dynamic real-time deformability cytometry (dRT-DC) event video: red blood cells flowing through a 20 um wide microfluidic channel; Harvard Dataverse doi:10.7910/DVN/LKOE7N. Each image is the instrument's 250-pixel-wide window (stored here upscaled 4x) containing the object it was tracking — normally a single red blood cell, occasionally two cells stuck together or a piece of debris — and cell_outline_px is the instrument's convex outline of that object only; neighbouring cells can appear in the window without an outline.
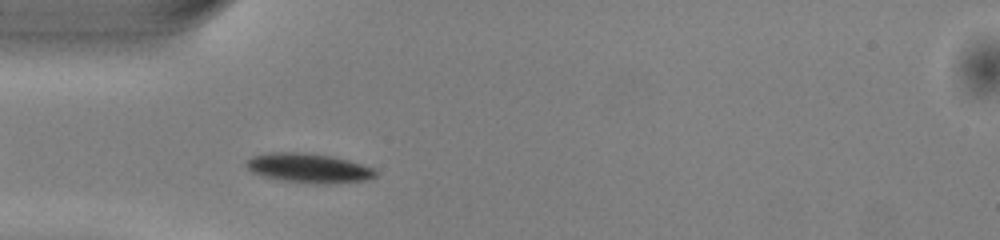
{"species": "common noctule bat (a hibernating species)", "species_latin": "Nyctalus noctula", "temperature_condition": "warm", "stored_images_in_passage": 39, "camera_frame_rate_fps": 3000, "um_per_image_px": 0.085, "animal": {"sex": "male", "body_mass_g": 13.0, "forearm_length_mm": 53.1}, "frame": {"image": 1, "passage_image": 4, "time_ms": 1.0, "image_size_px": [1000, 240], "cell_outline_px": [[376, 176], [368, 180], [332, 184], [320, 184], [280, 180], [264, 176], [252, 172], [244, 164], [252, 156], [268, 152], [300, 152], [332, 156], [348, 160], [372, 168], [376, 172]], "centroid_in_image_um": [26.23, 14.29], "position_along_channel_um": 58.8, "area_um2": 22.14}}
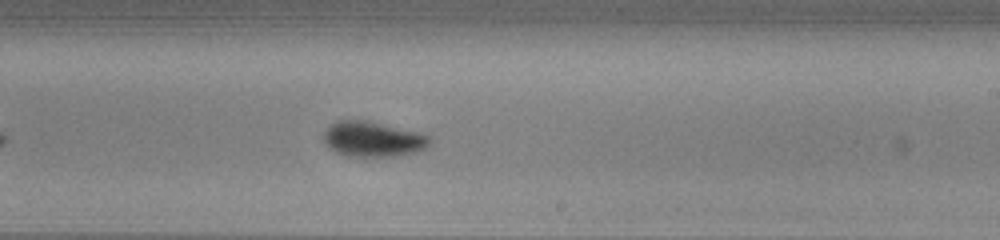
{"frame": {"image": 2, "passage_image": 19, "time_ms": 6.0, "image_size_px": [1000, 240], "cell_outline_px": [[432, 140], [424, 148], [416, 152], [396, 156], [344, 156], [328, 148], [324, 144], [324, 132], [336, 120], [364, 120], [420, 132], [432, 136]], "centroid_in_image_um": [31.69, 11.83], "position_along_channel_um": 257.3, "area_um2": 21.85}}
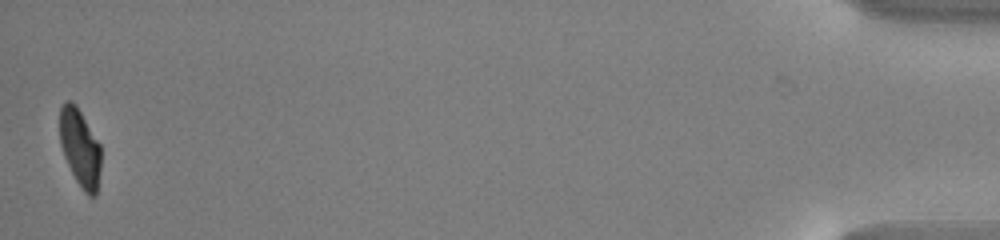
{"frame": {"image": 3, "passage_image": 39, "time_ms": 12.667, "image_size_px": [1000, 240], "cell_outline_px": [[100, 172], [96, 196], [88, 196], [84, 192], [76, 180], [64, 156], [60, 144], [60, 108], [68, 100], [76, 104], [100, 144]], "centroid_in_image_um": [6.81, 12.58], "position_along_channel_um": 428.4, "area_um2": 18.5}, "authors_computed_cell_mechanics": {"area_um2": 21.097, "velocity_mm_per_s": 4.0488, "shape_relaxation_time_tau1_ms": 2.0017, "shape_relaxation_time_tau2_ms": 1.7796, "deformation_change_tau1": 0.1218, "deformation_change_tau2": 0.0433}}